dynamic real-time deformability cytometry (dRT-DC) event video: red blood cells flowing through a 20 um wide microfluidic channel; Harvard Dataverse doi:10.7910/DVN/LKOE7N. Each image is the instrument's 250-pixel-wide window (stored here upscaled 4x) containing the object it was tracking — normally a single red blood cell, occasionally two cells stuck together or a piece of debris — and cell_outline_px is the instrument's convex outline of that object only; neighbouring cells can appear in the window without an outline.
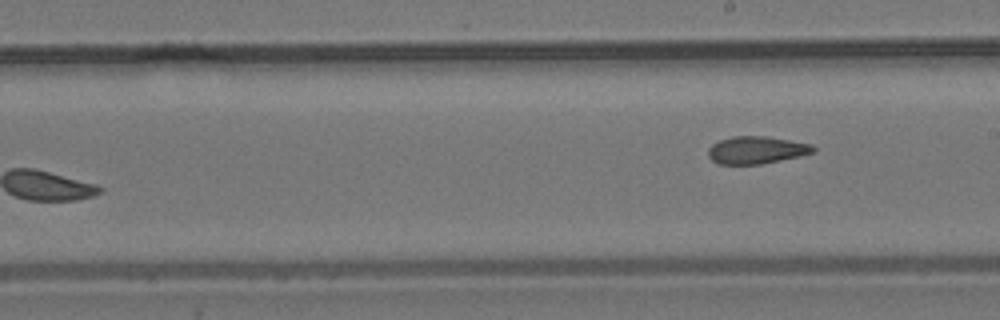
{"species": "common noctule bat (a hibernating species)", "species_latin": "Nyctalus noctula", "temperature_condition": "room temperature", "stored_images_in_passage": 9, "camera_frame_rate_fps": 3000, "um_per_image_px": 0.085, "animal": {"sex": "male", "body_mass_g": 19.2, "forearm_length_mm": 51.8}, "frame": {"image": 1, "passage_image": 9, "time_ms": 9.667, "image_size_px": [1000, 320], "cell_outline_px": [[816, 152], [800, 156], [760, 164], [716, 164], [708, 156], [708, 148], [712, 144], [720, 140], [732, 136], [768, 136], [812, 144], [816, 148]], "centroid_in_image_um": [64.3, 12.75], "position_along_channel_um": 224.7, "area_um2": 16.94}}